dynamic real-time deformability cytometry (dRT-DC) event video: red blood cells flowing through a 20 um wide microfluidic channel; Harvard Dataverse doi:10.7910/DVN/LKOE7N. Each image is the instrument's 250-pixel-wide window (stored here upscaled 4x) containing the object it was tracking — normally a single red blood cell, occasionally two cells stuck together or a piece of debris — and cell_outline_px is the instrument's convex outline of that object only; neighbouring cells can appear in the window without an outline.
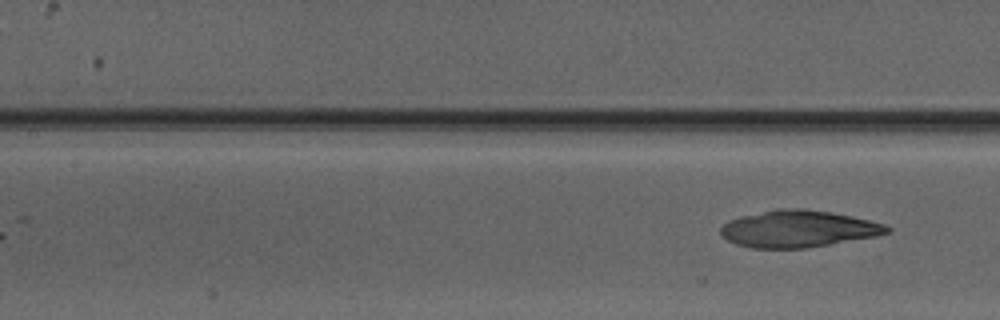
{"species": "Egyptian fruit bat (a non-hibernating species)", "species_latin": "Rousettus aegyptiacus", "temperature_condition": "warm", "stored_images_in_passage": 7, "segment_of_instrument_passage": [2, 2], "camera_frame_rate_fps": 3000, "um_per_image_px": 0.085, "animal": {"sex": "male"}, "frame": {"image": 1, "passage_image": 7, "time_ms": 7.333, "image_size_px": [1000, 320], "cell_outline_px": [[892, 232], [876, 236], [804, 248], [752, 248], [736, 244], [728, 240], [720, 232], [720, 228], [728, 220], [740, 216], [776, 208], [800, 208], [828, 212], [852, 216], [884, 224], [892, 228]], "centroid_in_image_um": [67.84, 19.44], "position_along_channel_um": 139.6, "area_um2": 35.6}}